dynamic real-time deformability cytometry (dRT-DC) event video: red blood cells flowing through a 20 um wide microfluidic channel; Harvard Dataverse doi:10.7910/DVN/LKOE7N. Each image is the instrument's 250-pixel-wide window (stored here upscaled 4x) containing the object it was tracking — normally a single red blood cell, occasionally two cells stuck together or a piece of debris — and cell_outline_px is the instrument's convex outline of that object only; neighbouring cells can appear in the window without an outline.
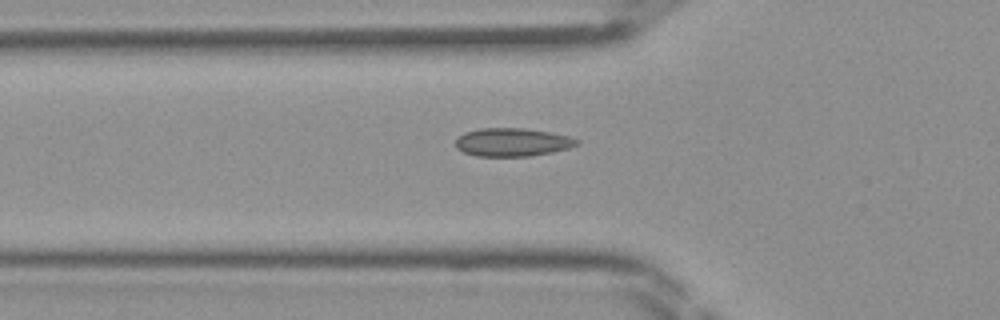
{"species": "Egyptian fruit bat (a non-hibernating species)", "species_latin": "Rousettus aegyptiacus", "temperature_condition": "room temperature", "stored_images_in_passage": 35, "camera_frame_rate_fps": 3000, "um_per_image_px": 0.085, "frame": {"image": 1, "passage_image": 10, "time_ms": 3.0, "image_size_px": [1000, 320], "cell_outline_px": [[580, 144], [568, 148], [552, 152], [532, 156], [476, 156], [464, 152], [456, 148], [456, 140], [464, 132], [480, 128], [524, 128], [552, 132], [568, 136], [580, 140]], "centroid_in_image_um": [43.57, 12.08], "position_along_channel_um": 82.2, "area_um2": 20.06}}
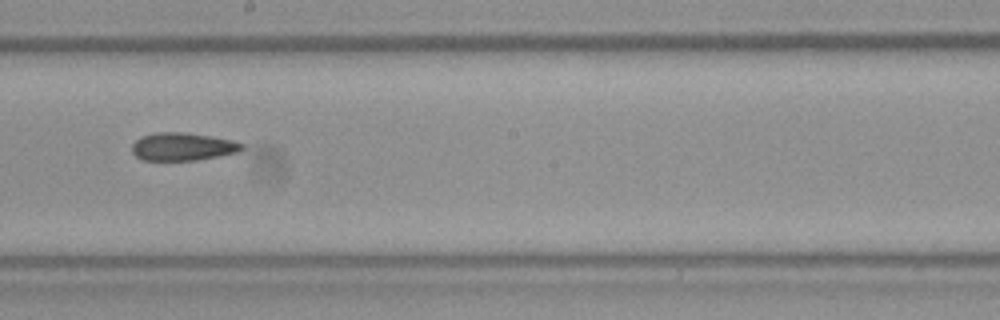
{"frame": {"image": 2, "passage_image": 20, "time_ms": 6.333, "image_size_px": [1000, 320], "cell_outline_px": [[244, 148], [240, 152], [196, 160], [140, 160], [132, 152], [132, 144], [140, 136], [156, 132], [184, 132], [232, 140], [244, 144]], "centroid_in_image_um": [15.51, 12.46], "position_along_channel_um": 232.7, "area_um2": 17.92}}
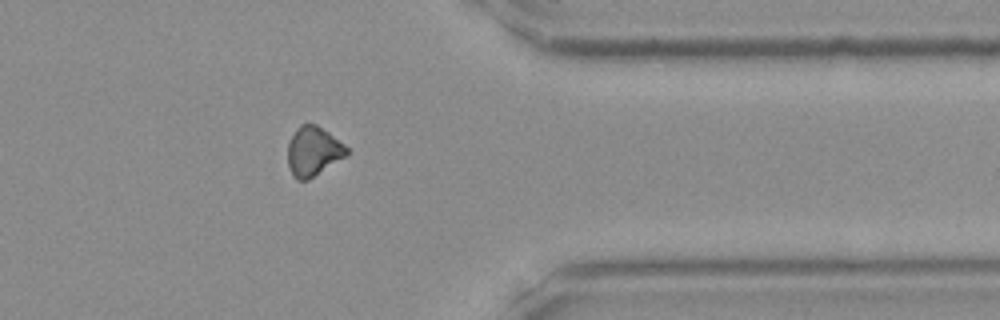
{"frame": {"image": 3, "passage_image": 31, "time_ms": 10.0, "image_size_px": [1000, 320], "cell_outline_px": [[352, 152], [308, 180], [296, 180], [292, 176], [288, 164], [288, 144], [296, 128], [300, 124], [316, 124], [328, 132], [344, 144]], "centroid_in_image_um": [26.63, 12.87], "position_along_channel_um": 384.8, "area_um2": 16.99}}